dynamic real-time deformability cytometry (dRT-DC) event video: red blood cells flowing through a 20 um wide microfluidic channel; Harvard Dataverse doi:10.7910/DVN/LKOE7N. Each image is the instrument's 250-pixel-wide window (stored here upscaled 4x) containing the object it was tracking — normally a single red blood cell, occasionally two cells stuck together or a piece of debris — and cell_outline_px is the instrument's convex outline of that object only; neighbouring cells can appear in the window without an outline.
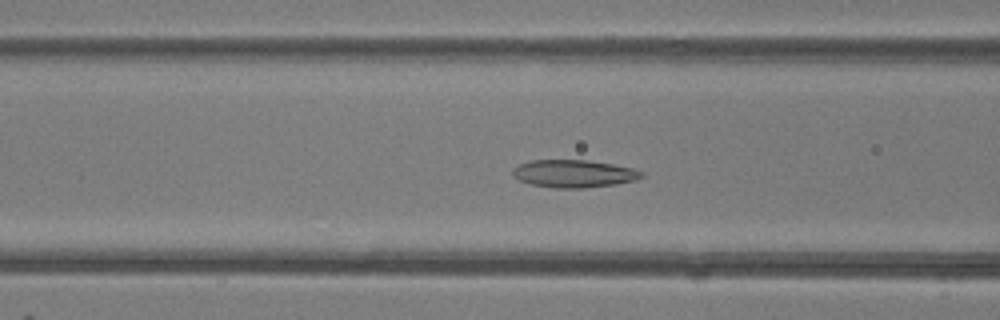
{"species": "common noctule bat (a hibernating species)", "species_latin": "Nyctalus noctula", "temperature_condition": "room temperature", "stored_images_in_passage": 46, "camera_frame_rate_fps": 3000, "um_per_image_px": 0.085, "animal": {"sex": "female"}, "frame": {"image": 1, "passage_image": 16, "time_ms": 5.0, "image_size_px": [1000, 320], "cell_outline_px": [[644, 176], [636, 180], [616, 184], [584, 188], [552, 188], [532, 184], [520, 180], [512, 176], [512, 168], [520, 164], [532, 160], [588, 160], [612, 164], [632, 168], [644, 172]], "centroid_in_image_um": [48.78, 14.76], "position_along_channel_um": 117.8, "area_um2": 20.81}}
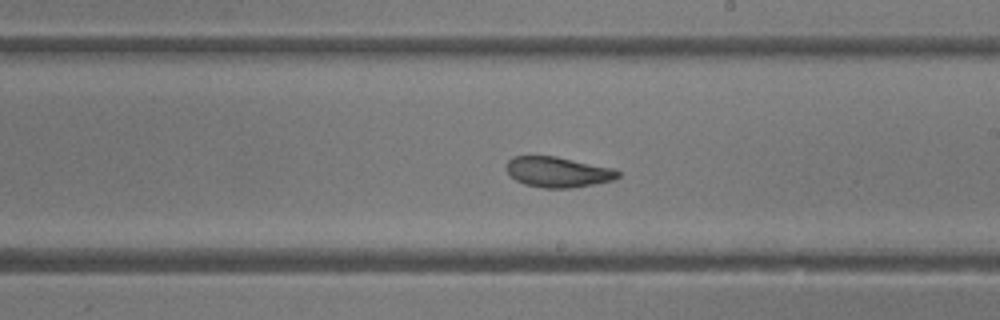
{"frame": {"image": 2, "passage_image": 25, "time_ms": 8.0, "image_size_px": [1000, 320], "cell_outline_px": [[620, 176], [612, 180], [592, 184], [568, 188], [544, 188], [524, 184], [516, 180], [508, 172], [508, 160], [512, 156], [556, 156], [612, 168], [620, 172]], "centroid_in_image_um": [47.42, 14.62], "position_along_channel_um": 241.6, "area_um2": 19.48}}
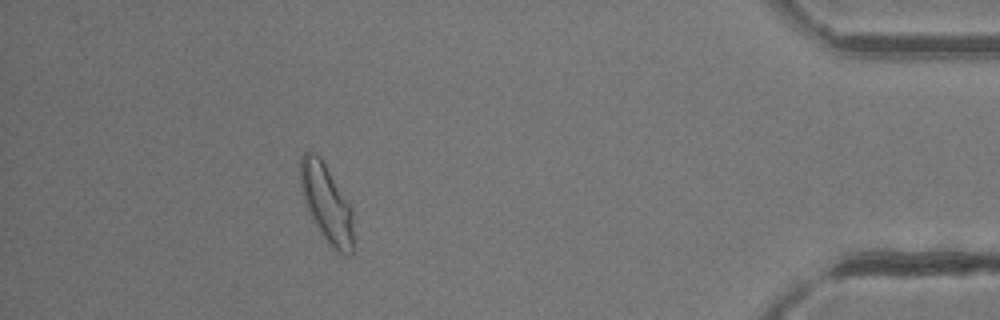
{"frame": {"image": 3, "passage_image": 41, "time_ms": 13.333, "image_size_px": [1000, 320], "cell_outline_px": [[356, 252], [348, 256], [336, 252], [328, 244], [312, 220], [308, 212], [304, 200], [300, 184], [300, 156], [308, 148], [320, 156], [352, 208]], "centroid_in_image_um": [27.79, 17.34], "position_along_channel_um": 407.4, "area_um2": 24.91}, "authors_computed_cell_mechanics": {"area_um2": 22.1085, "velocity_mm_per_s": 4.1226, "shape_relaxation_time_tau1_ms": 5.9877, "shape_relaxation_time_tau2_ms": 1.6514, "deformation_change_tau1": 0.1554, "deformation_change_tau2": 0.0812}}